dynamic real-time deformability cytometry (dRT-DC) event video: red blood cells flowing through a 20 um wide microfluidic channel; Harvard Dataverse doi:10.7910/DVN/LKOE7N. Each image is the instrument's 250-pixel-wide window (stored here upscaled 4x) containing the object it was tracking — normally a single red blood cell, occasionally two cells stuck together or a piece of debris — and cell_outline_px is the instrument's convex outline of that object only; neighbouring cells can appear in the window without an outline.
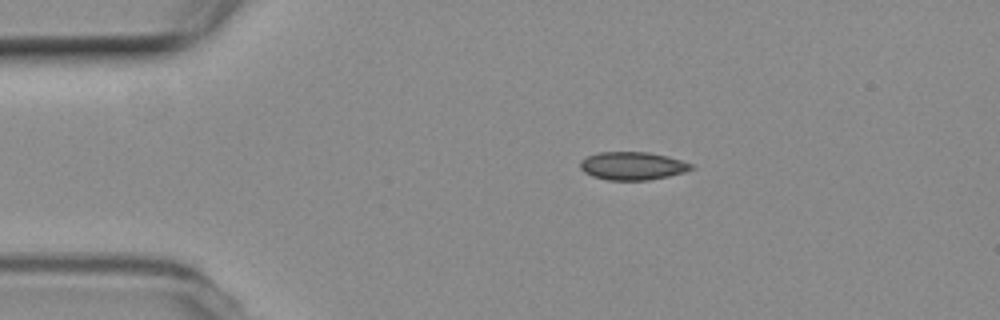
{"species": "common noctule bat (a hibernating species)", "species_latin": "Nyctalus noctula", "temperature_condition": "room temperature", "stored_images_in_passage": 45, "camera_frame_rate_fps": 3000, "um_per_image_px": 0.085, "animal": {"sex": "female", "body_mass_g": 19.3, "forearm_length_mm": 54.1}, "frame": {"image": 1, "passage_image": 1, "time_ms": 0.0, "image_size_px": [1000, 320], "cell_outline_px": [[696, 168], [684, 172], [668, 176], [648, 180], [608, 180], [592, 176], [584, 172], [580, 168], [580, 160], [588, 156], [600, 152], [648, 152], [668, 156], [692, 164]], "centroid_in_image_um": [53.76, 14.1], "position_along_channel_um": 31.2, "area_um2": 18.15}}
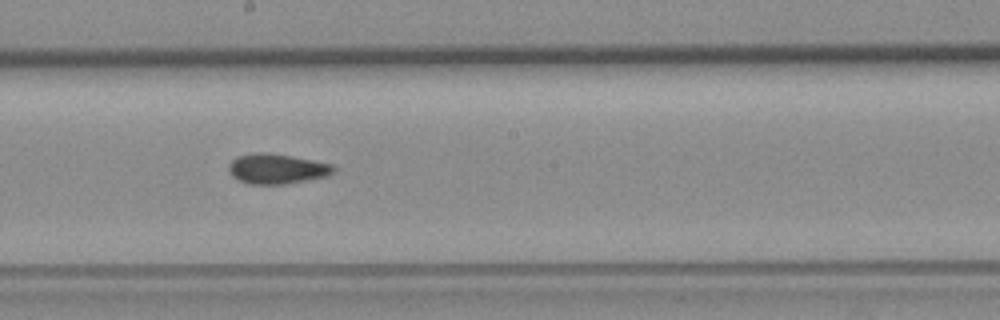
{"frame": {"image": 2, "passage_image": 20, "time_ms": 6.333, "image_size_px": [1000, 320], "cell_outline_px": [[336, 172], [328, 176], [284, 184], [248, 184], [232, 176], [228, 168], [228, 164], [236, 156], [252, 152], [264, 152], [312, 160], [332, 164], [336, 168]], "centroid_in_image_um": [23.52, 14.34], "position_along_channel_um": 224.7, "area_um2": 18.38}}
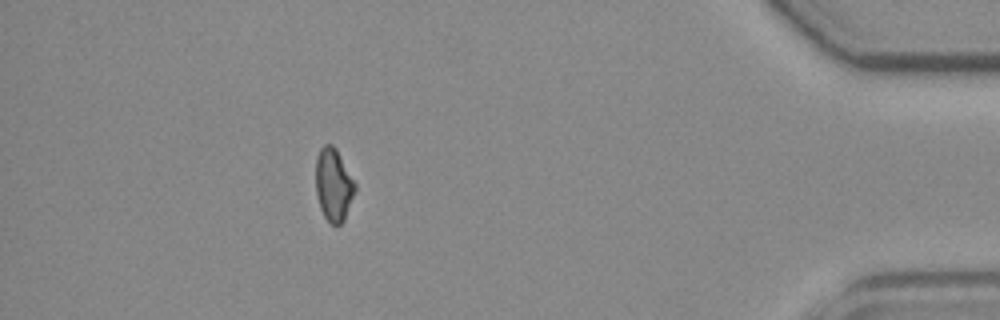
{"frame": {"image": 3, "passage_image": 39, "time_ms": 12.667, "image_size_px": [1000, 320], "cell_outline_px": [[356, 188], [344, 220], [340, 224], [332, 224], [324, 216], [320, 208], [316, 192], [316, 156], [320, 148], [324, 144], [332, 144], [336, 148], [356, 184]], "centroid_in_image_um": [28.34, 15.68], "position_along_channel_um": 406.9, "area_um2": 16.53}, "authors_computed_cell_mechanics": {"area_um2": 17.8602, "velocity_mm_per_s": 3.7708, "shape_relaxation_time_tau1_ms": null, "shape_relaxation_time_tau2_ms": 5.418, "deformation_change_tau1": null, "deformation_change_tau2": 0.0815}}